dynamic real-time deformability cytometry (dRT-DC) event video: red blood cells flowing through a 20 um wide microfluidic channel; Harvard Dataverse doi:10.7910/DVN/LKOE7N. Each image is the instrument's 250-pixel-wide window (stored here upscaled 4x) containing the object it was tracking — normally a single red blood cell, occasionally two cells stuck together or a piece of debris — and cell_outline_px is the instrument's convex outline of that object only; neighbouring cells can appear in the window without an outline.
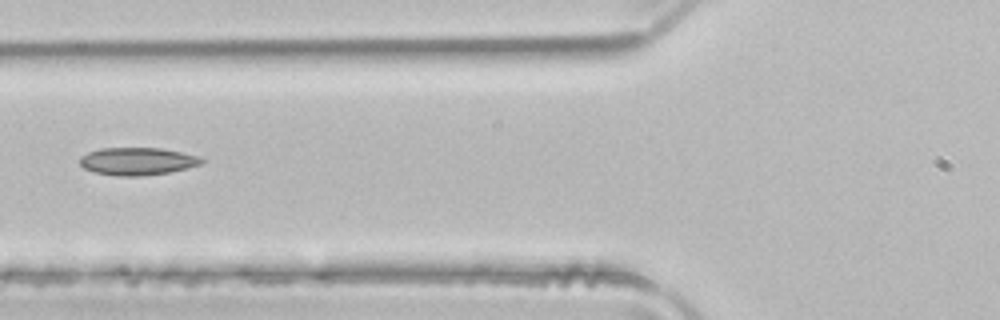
{"species": "common noctule bat (a hibernating species)", "species_latin": "Nyctalus noctula", "temperature_condition": "room temperature", "stored_images_in_passage": 6, "camera_frame_rate_fps": 3000, "um_per_image_px": 0.085, "animal": {"sex": "male", "body_mass_g": 21.5, "forearm_length_mm": 52.0}, "frame": {"image": 1, "passage_image": 6, "time_ms": 1.667, "image_size_px": [1000, 320], "cell_outline_px": [[204, 164], [168, 172], [140, 176], [116, 176], [96, 172], [84, 168], [80, 164], [80, 156], [88, 152], [100, 148], [160, 148], [200, 156], [204, 160]], "centroid_in_image_um": [11.69, 13.7], "position_along_channel_um": 114.1, "area_um2": 19.54}}